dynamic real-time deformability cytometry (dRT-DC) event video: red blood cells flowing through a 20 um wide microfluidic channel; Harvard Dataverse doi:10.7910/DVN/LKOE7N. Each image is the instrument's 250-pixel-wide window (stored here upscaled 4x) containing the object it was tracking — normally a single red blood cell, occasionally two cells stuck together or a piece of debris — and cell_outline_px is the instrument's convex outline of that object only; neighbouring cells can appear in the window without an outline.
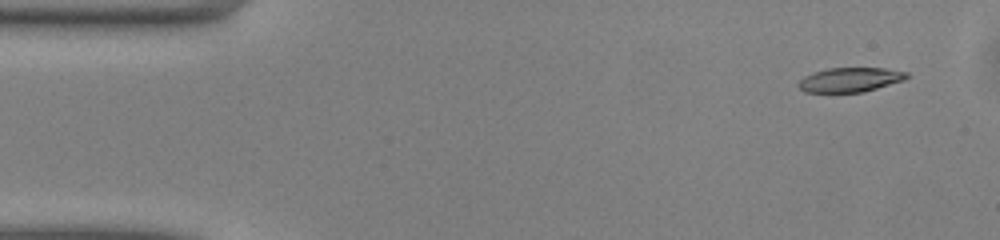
{"species": "common noctule bat (a hibernating species)", "species_latin": "Nyctalus noctula", "temperature_condition": "warm", "stored_images_in_passage": 28, "camera_frame_rate_fps": 3000, "um_per_image_px": 0.085, "animal": {"sex": "male", "body_mass_g": 13.0, "forearm_length_mm": 53.1}, "frame": {"image": 1, "passage_image": 1, "time_ms": 0.0, "image_size_px": [1000, 240], "cell_outline_px": [[912, 76], [904, 80], [864, 92], [804, 92], [796, 84], [804, 76], [828, 68], [884, 68], [908, 72]], "centroid_in_image_um": [72.3, 6.78], "position_along_channel_um": 12.7, "area_um2": 15.43}}
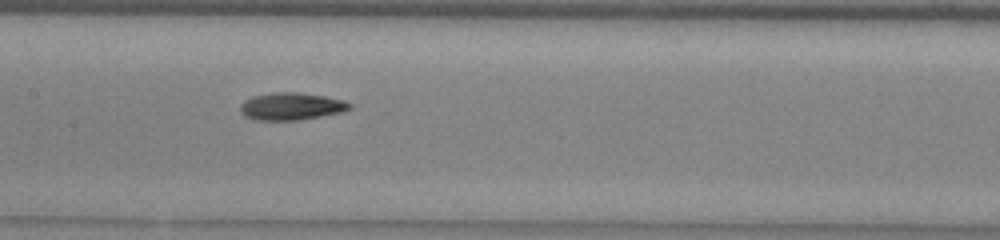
{"frame": {"image": 2, "passage_image": 21, "time_ms": 6.667, "image_size_px": [1000, 240], "cell_outline_px": [[352, 108], [340, 112], [320, 116], [296, 120], [256, 120], [244, 116], [240, 112], [240, 104], [244, 100], [252, 96], [272, 92], [300, 92], [324, 96], [344, 100], [352, 104]], "centroid_in_image_um": [24.72, 9.03], "position_along_channel_um": 182.7, "area_um2": 17.51}}
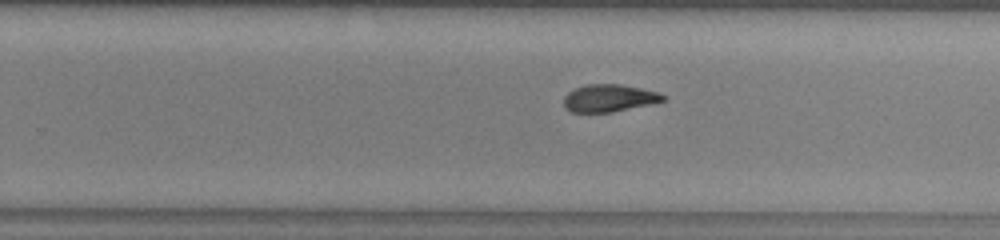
{"frame": {"image": 3, "passage_image": 28, "time_ms": 9.0, "image_size_px": [1000, 240], "cell_outline_px": [[664, 100], [648, 104], [612, 112], [572, 112], [564, 108], [564, 96], [568, 92], [584, 84], [620, 84], [640, 88], [656, 92], [664, 96]], "centroid_in_image_um": [51.7, 8.33], "position_along_channel_um": 278.1, "area_um2": 15.61}}